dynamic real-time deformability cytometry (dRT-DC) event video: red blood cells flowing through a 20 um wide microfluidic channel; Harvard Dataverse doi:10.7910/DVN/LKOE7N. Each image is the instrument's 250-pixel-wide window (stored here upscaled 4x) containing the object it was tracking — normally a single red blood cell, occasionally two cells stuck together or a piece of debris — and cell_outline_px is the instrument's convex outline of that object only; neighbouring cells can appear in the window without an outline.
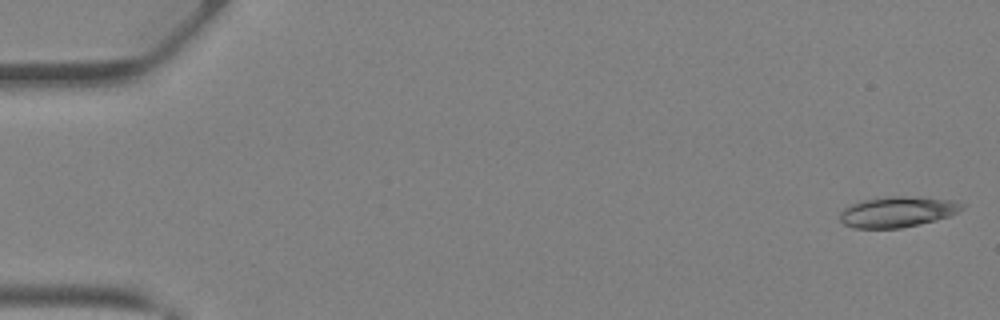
{"species": "Egyptian fruit bat (a non-hibernating species)", "species_latin": "Rousettus aegyptiacus", "temperature_condition": "warm", "stored_images_in_passage": 10, "camera_frame_rate_fps": 3000, "um_per_image_px": 0.085, "animal": {"sex": "female"}, "frame": {"image": 1, "passage_image": 1, "time_ms": 0.0, "image_size_px": [1000, 320], "cell_outline_px": [[968, 204], [964, 208], [948, 216], [936, 220], [900, 228], [856, 228], [844, 224], [840, 220], [840, 212], [844, 208], [860, 200], [888, 196], [920, 196], [952, 200]], "centroid_in_image_um": [76.3, 17.98], "position_along_channel_um": 8.7, "area_um2": 21.96}}